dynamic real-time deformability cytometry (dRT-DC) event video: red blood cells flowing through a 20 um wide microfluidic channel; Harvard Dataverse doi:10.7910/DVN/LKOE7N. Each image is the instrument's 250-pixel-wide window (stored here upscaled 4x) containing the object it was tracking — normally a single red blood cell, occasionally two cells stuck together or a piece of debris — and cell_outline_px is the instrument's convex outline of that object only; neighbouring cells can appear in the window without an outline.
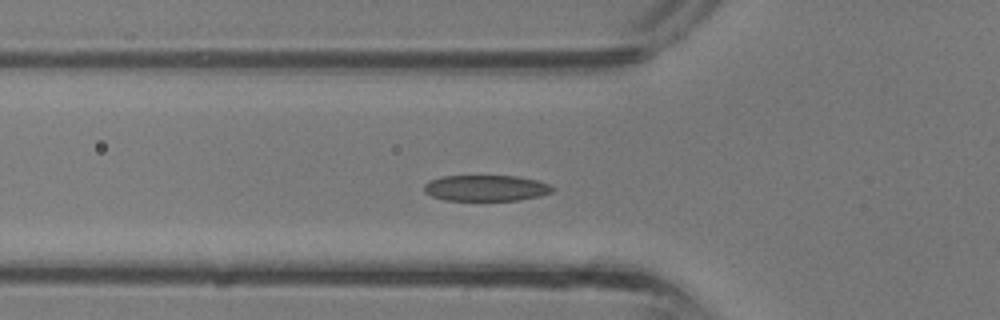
{"species": "common noctule bat (a hibernating species)", "species_latin": "Nyctalus noctula", "temperature_condition": "room temperature", "stored_images_in_passage": 28, "camera_frame_rate_fps": 3000, "um_per_image_px": 0.085, "animal": {"sex": "male", "body_mass_g": 13.3}, "frame": {"image": 1, "passage_image": 9, "time_ms": 2.667, "image_size_px": [1000, 320], "cell_outline_px": [[556, 188], [552, 192], [540, 196], [520, 200], [444, 200], [432, 196], [424, 192], [424, 184], [428, 180], [444, 176], [516, 176], [536, 180], [552, 184]], "centroid_in_image_um": [41.33, 15.98], "position_along_channel_um": 84.5, "area_um2": 19.59}}
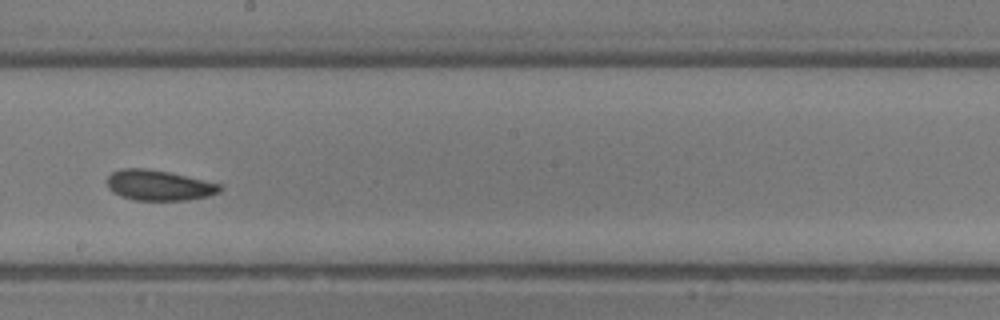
{"frame": {"image": 2, "passage_image": 17, "time_ms": 5.333, "image_size_px": [1000, 320], "cell_outline_px": [[224, 188], [220, 192], [208, 196], [188, 200], [136, 200], [120, 196], [112, 192], [108, 188], [108, 176], [112, 172], [120, 168], [148, 168], [168, 172], [204, 180], [220, 184]], "centroid_in_image_um": [13.5, 15.75], "position_along_channel_um": 234.7, "area_um2": 20.06}}
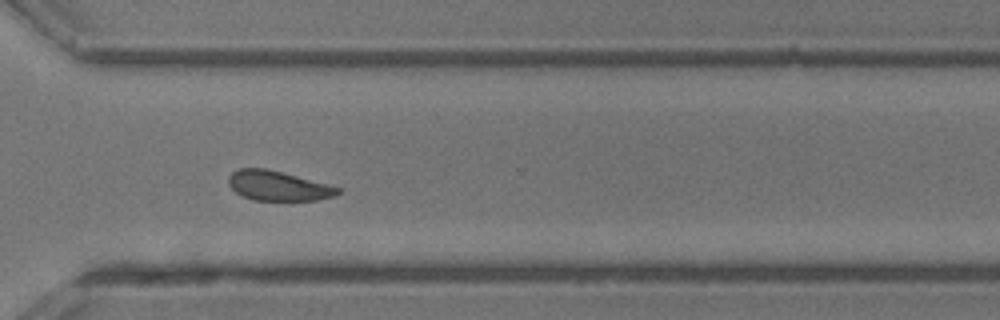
{"frame": {"image": 3, "passage_image": 23, "time_ms": 7.333, "image_size_px": [1000, 320], "cell_outline_px": [[344, 188], [336, 196], [316, 200], [252, 200], [236, 192], [228, 184], [228, 176], [232, 172], [240, 168], [264, 168], [332, 184]], "centroid_in_image_um": [23.7, 15.79], "position_along_channel_um": 346.9, "area_um2": 19.13}}